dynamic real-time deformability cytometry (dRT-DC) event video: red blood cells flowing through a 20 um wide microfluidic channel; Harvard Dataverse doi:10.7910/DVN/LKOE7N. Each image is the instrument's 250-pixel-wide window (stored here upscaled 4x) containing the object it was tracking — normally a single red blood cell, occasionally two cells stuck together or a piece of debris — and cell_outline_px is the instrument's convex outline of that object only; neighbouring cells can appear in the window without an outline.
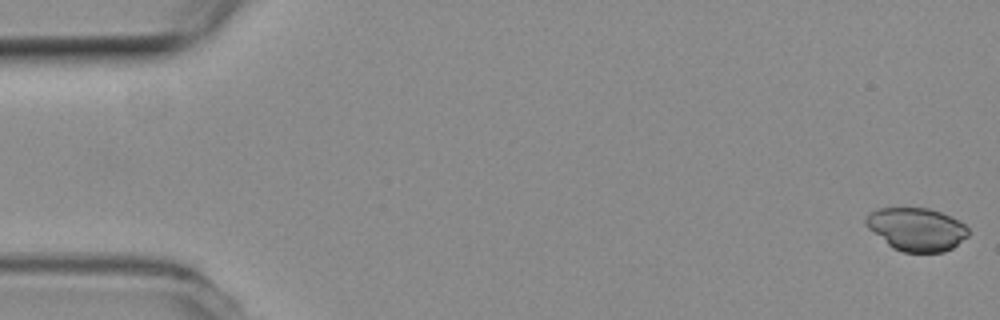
{"species": "common noctule bat (a hibernating species)", "species_latin": "Nyctalus noctula", "temperature_condition": "room temperature", "stored_images_in_passage": 13, "camera_frame_rate_fps": 3000, "um_per_image_px": 0.085, "animal": {"sex": "female", "body_mass_g": 19.3, "forearm_length_mm": 54.1}, "frame": {"image": 1, "passage_image": 1, "time_ms": 0.0, "image_size_px": [1000, 320], "cell_outline_px": [[968, 236], [952, 248], [944, 252], [904, 252], [892, 248], [868, 228], [864, 224], [864, 220], [868, 212], [876, 208], [928, 208], [940, 212], [964, 224], [968, 228]], "centroid_in_image_um": [77.86, 19.48], "position_along_channel_um": 7.1, "area_um2": 25.66}}